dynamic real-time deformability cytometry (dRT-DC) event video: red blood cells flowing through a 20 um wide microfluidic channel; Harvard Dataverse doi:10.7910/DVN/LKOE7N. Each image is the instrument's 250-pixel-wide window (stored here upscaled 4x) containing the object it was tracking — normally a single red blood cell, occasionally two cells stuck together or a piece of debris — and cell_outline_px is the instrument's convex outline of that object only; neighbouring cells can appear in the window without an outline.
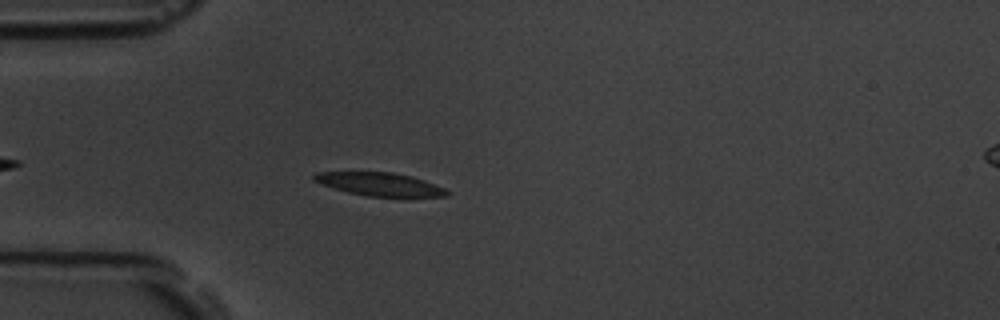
{"species": "common noctule bat (a hibernating species)", "species_latin": "Nyctalus noctula", "temperature_condition": "room temperature", "stored_images_in_passage": 27, "camera_frame_rate_fps": 3000, "um_per_image_px": 0.085, "animal": {"sex": "male", "body_mass_g": 19.5, "forearm_length_mm": 54.6}, "frame": {"image": 1, "passage_image": 6, "time_ms": 1.667, "image_size_px": [1000, 320], "cell_outline_px": [[452, 192], [448, 196], [408, 200], [368, 196], [348, 192], [312, 180], [312, 176], [316, 172], [392, 172], [412, 176], [444, 188]], "centroid_in_image_um": [32.44, 15.72], "position_along_channel_um": 52.6, "area_um2": 18.79}}
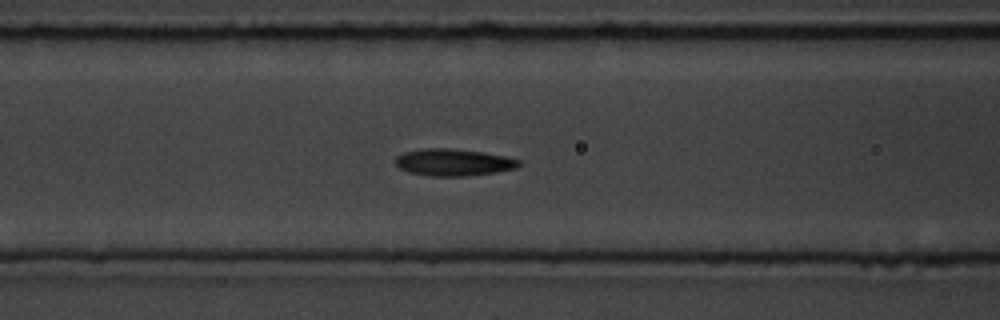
{"frame": {"image": 2, "passage_image": 13, "time_ms": 4.0, "image_size_px": [1000, 320], "cell_outline_px": [[520, 164], [516, 168], [496, 172], [468, 176], [428, 176], [408, 172], [400, 168], [396, 164], [396, 156], [404, 152], [424, 148], [448, 148], [480, 152], [504, 156], [520, 160]], "centroid_in_image_um": [38.52, 13.8], "position_along_channel_um": 128.1, "area_um2": 19.31}}
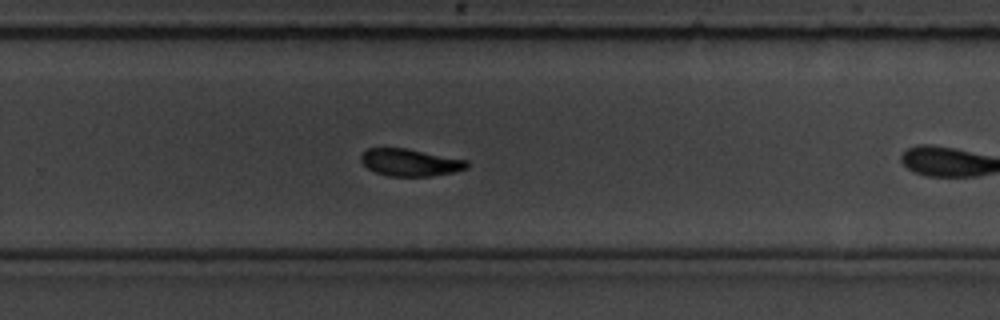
{"frame": {"image": 3, "passage_image": 23, "time_ms": 7.333, "image_size_px": [1000, 320], "cell_outline_px": [[468, 168], [452, 172], [432, 176], [388, 176], [376, 172], [368, 168], [360, 160], [360, 156], [368, 148], [408, 148], [468, 160]], "centroid_in_image_um": [34.87, 13.8], "position_along_channel_um": 294.9, "area_um2": 16.82}}